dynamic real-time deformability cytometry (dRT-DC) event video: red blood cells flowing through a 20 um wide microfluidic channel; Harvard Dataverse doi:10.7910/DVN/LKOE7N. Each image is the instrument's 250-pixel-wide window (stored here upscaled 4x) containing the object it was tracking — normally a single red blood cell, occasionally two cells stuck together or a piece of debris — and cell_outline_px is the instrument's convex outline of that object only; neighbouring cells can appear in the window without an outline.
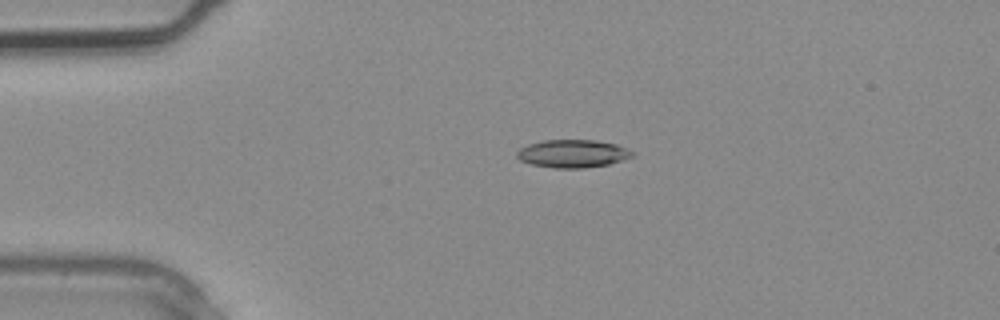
{"species": "common noctule bat (a hibernating species)", "species_latin": "Nyctalus noctula", "temperature_condition": "warm", "stored_images_in_passage": 1, "camera_frame_rate_fps": 3000, "um_per_image_px": 0.085, "animal": {"sex": "male", "body_mass_g": 20.4}, "frame": {"image": 1, "passage_image": 1, "time_ms": 0.0, "image_size_px": [1000, 320], "cell_outline_px": [[636, 152], [632, 156], [608, 164], [584, 168], [556, 168], [532, 164], [520, 160], [516, 156], [516, 152], [520, 148], [528, 144], [544, 140], [596, 140], [616, 144], [628, 148]], "centroid_in_image_um": [48.68, 13.05], "position_along_channel_um": 36.3, "area_um2": 18.73}}